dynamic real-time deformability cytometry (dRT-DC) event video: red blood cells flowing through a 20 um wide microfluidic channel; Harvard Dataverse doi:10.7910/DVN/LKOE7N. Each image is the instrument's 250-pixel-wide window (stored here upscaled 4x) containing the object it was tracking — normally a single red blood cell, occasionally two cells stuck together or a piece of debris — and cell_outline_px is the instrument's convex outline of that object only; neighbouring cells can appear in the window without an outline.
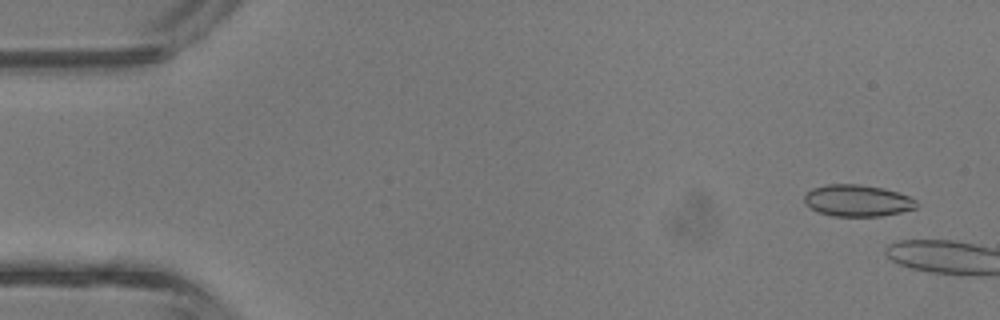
{"species": "common noctule bat (a hibernating species)", "species_latin": "Nyctalus noctula", "temperature_condition": "room temperature", "stored_images_in_passage": 8, "camera_frame_rate_fps": 3000, "um_per_image_px": 0.085, "animal": {"sex": "male", "body_mass_g": 13.3}, "frame": {"image": 1, "passage_image": 3, "time_ms": 0.667, "image_size_px": [1000, 320], "cell_outline_px": [[916, 208], [900, 212], [880, 216], [832, 216], [820, 212], [804, 204], [804, 196], [812, 188], [828, 184], [860, 184], [884, 188], [908, 196], [916, 200]], "centroid_in_image_um": [72.86, 17.04], "position_along_channel_um": 12.1, "area_um2": 20.58}}